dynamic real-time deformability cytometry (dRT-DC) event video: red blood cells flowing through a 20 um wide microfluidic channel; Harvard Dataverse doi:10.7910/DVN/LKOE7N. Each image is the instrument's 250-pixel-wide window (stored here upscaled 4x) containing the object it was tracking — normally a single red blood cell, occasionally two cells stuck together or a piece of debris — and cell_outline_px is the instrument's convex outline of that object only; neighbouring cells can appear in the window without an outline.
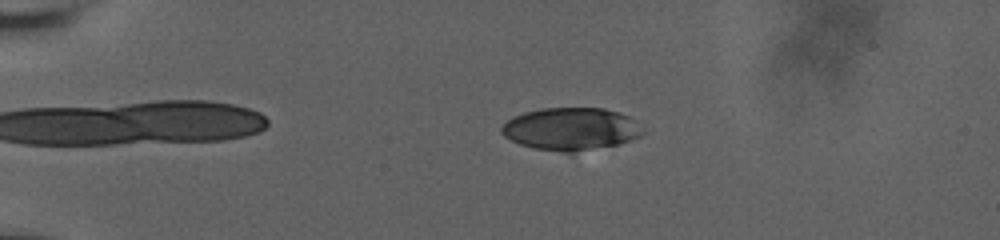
{"species": "human", "species_latin": "Homo sapiens", "temperature_condition": "room temperature", "stored_images_in_passage": 28, "camera_frame_rate_fps": 3000, "um_per_image_px": 0.085, "donor": {"sex": "male"}, "frame": {"image": 1, "passage_image": 14, "time_ms": 4.333, "image_size_px": [1000, 240], "cell_outline_px": [[644, 132], [640, 136], [632, 140], [620, 144], [572, 152], [564, 152], [536, 148], [520, 144], [504, 136], [500, 132], [500, 128], [512, 116], [524, 112], [540, 108], [604, 108], [620, 112], [628, 116]], "centroid_in_image_um": [48.51, 10.95], "position_along_channel_um": 36.5, "area_um2": 34.8}}
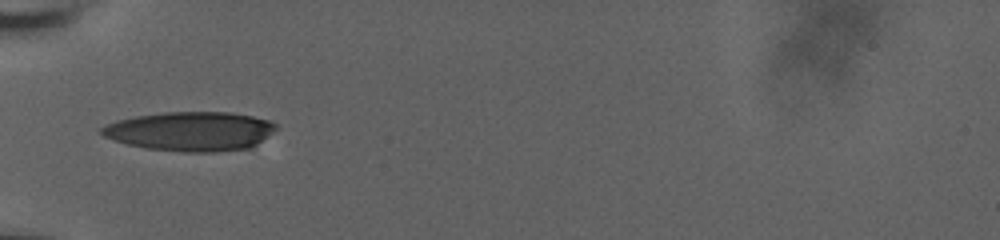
{"frame": {"image": 2, "passage_image": 18, "time_ms": 5.667, "image_size_px": [1000, 240], "cell_outline_px": [[276, 128], [252, 148], [216, 152], [184, 152], [148, 148], [128, 144], [112, 140], [104, 136], [100, 132], [100, 128], [116, 120], [136, 116], [164, 112], [232, 112], [252, 116], [268, 120], [276, 124]], "centroid_in_image_um": [16.19, 11.16], "position_along_channel_um": 68.8, "area_um2": 39.82}}